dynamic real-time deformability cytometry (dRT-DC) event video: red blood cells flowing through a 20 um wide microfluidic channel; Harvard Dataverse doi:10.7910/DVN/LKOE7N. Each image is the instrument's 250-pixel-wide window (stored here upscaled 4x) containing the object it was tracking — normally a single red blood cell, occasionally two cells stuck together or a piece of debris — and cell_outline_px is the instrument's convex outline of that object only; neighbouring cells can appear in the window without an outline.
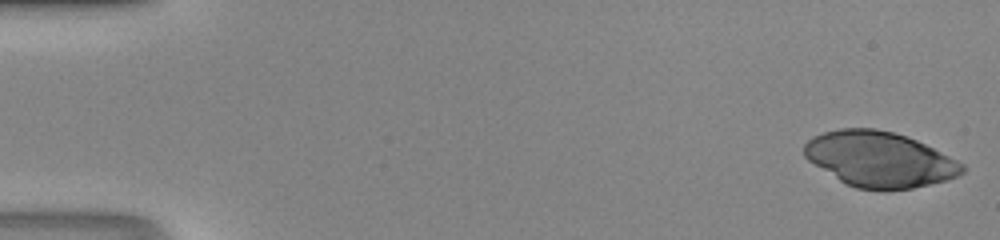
{"species": "human", "species_latin": "Homo sapiens", "temperature_condition": "room temperature", "stored_images_in_passage": 38, "camera_frame_rate_fps": 3000, "um_per_image_px": 0.085, "donor": {"sex": "male"}, "frame": {"image": 1, "passage_image": 1, "time_ms": 0.0, "image_size_px": [1000, 240], "cell_outline_px": [[968, 168], [964, 172], [956, 176], [944, 180], [912, 188], [884, 192], [856, 188], [840, 180], [808, 160], [804, 156], [804, 144], [812, 136], [824, 132], [840, 128], [876, 128], [892, 132], [916, 140], [964, 164]], "centroid_in_image_um": [74.74, 13.55], "position_along_channel_um": 10.3, "area_um2": 50.81}}
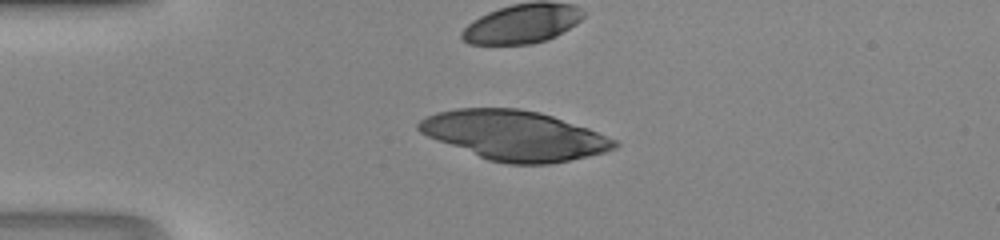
{"frame": {"image": 2, "passage_image": 12, "time_ms": 3.667, "image_size_px": [1000, 240], "cell_outline_px": [[620, 144], [616, 148], [604, 152], [588, 156], [548, 164], [508, 164], [488, 160], [428, 136], [420, 132], [416, 128], [416, 124], [420, 120], [436, 112], [456, 108], [520, 108], [540, 112], [588, 128], [616, 140]], "centroid_in_image_um": [43.73, 11.5], "position_along_channel_um": 41.3, "area_um2": 56.24}}